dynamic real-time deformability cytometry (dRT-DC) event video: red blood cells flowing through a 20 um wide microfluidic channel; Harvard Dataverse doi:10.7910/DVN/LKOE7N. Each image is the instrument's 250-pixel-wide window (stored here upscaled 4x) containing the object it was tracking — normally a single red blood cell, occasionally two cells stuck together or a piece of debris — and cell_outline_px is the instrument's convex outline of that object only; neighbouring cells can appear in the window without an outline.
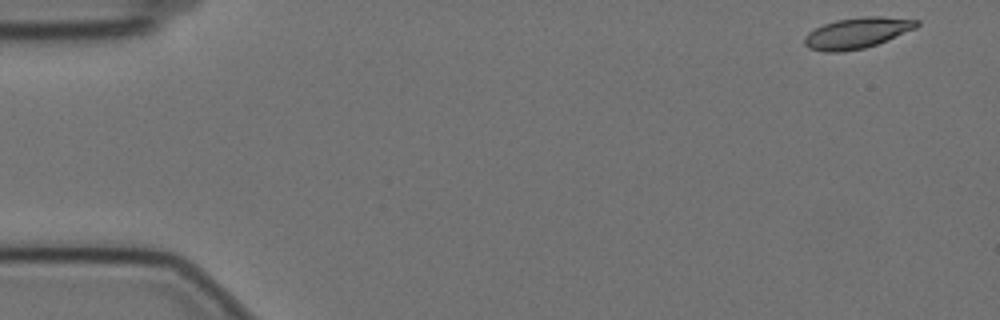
{"species": "Egyptian fruit bat (a non-hibernating species)", "species_latin": "Rousettus aegyptiacus", "temperature_condition": "cold", "stored_images_in_passage": 9, "camera_frame_rate_fps": 3000, "um_per_image_px": 0.085, "animal": {"sex": "female"}, "frame": {"image": 1, "passage_image": 1, "time_ms": 0.0, "image_size_px": [1000, 320], "cell_outline_px": [[920, 24], [916, 28], [876, 44], [864, 48], [840, 52], [824, 52], [808, 48], [804, 44], [804, 36], [808, 32], [824, 24], [836, 20], [864, 16], [880, 16], [920, 20]], "centroid_in_image_um": [72.83, 2.8], "position_along_channel_um": 12.2, "area_um2": 20.11}}